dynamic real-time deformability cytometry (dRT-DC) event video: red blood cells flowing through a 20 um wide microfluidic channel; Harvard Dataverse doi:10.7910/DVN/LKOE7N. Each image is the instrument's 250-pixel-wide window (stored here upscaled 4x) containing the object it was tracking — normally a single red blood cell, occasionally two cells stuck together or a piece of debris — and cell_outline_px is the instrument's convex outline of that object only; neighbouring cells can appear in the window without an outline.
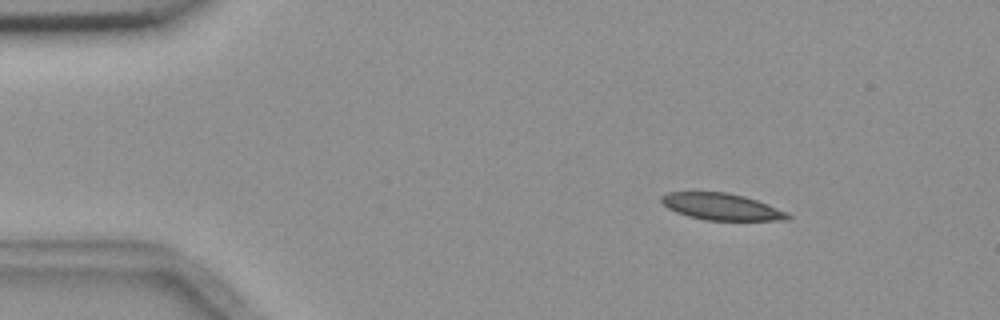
{"species": "common noctule bat (a hibernating species)", "species_latin": "Nyctalus noctula", "temperature_condition": "room temperature", "stored_images_in_passage": 4, "camera_frame_rate_fps": 3000, "um_per_image_px": 0.085, "animal": {"sex": "female", "body_mass_g": 18.4}, "frame": {"image": 1, "passage_image": 2, "time_ms": 1.0, "image_size_px": [1000, 320], "cell_outline_px": [[792, 216], [788, 220], [704, 220], [688, 216], [676, 212], [668, 208], [660, 200], [660, 196], [668, 192], [728, 192], [744, 196], [756, 200], [784, 212]], "centroid_in_image_um": [61.27, 17.56], "position_along_channel_um": 23.7, "area_um2": 19.42}}